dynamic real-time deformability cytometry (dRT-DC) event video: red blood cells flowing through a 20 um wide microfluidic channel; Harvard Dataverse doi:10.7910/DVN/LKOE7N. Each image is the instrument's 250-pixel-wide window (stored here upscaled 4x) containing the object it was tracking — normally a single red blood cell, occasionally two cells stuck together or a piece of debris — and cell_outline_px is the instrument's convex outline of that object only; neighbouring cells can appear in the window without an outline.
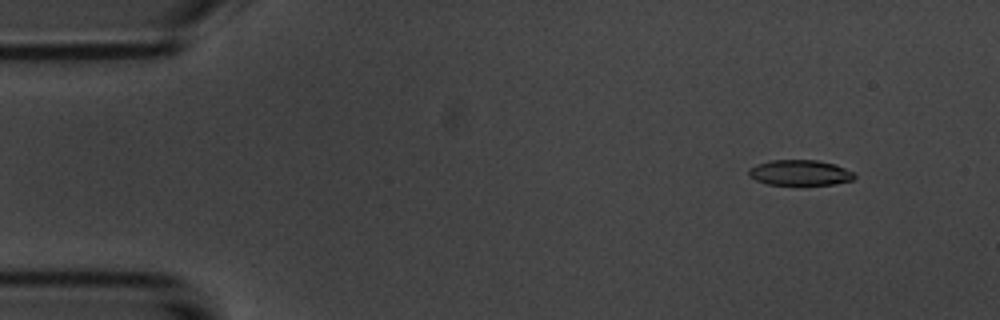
{"species": "common noctule bat (a hibernating species)", "species_latin": "Nyctalus noctula", "temperature_condition": "room temperature", "stored_images_in_passage": 4, "camera_frame_rate_fps": 3000, "um_per_image_px": 0.085, "animal": {"sex": "male", "body_mass_g": 20.1, "forearm_length_mm": 53.5}, "frame": {"image": 1, "passage_image": 1, "time_ms": 0.0, "image_size_px": [1000, 320], "cell_outline_px": [[856, 176], [852, 180], [832, 184], [768, 184], [756, 180], [748, 176], [748, 168], [756, 164], [772, 160], [816, 160], [836, 164], [856, 172]], "centroid_in_image_um": [68.0, 14.66], "position_along_channel_um": 17.0, "area_um2": 15.72}}
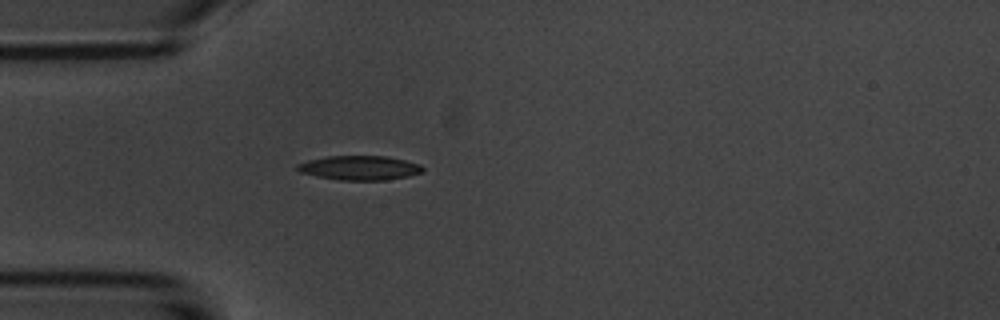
{"frame": {"image": 2, "passage_image": 4, "time_ms": 3.333, "image_size_px": [1000, 320], "cell_outline_px": [[424, 172], [408, 176], [388, 180], [336, 180], [316, 176], [300, 172], [296, 168], [296, 164], [308, 160], [328, 156], [388, 156], [420, 164], [424, 168]], "centroid_in_image_um": [30.57, 14.27], "position_along_channel_um": 54.4, "area_um2": 17.92}}